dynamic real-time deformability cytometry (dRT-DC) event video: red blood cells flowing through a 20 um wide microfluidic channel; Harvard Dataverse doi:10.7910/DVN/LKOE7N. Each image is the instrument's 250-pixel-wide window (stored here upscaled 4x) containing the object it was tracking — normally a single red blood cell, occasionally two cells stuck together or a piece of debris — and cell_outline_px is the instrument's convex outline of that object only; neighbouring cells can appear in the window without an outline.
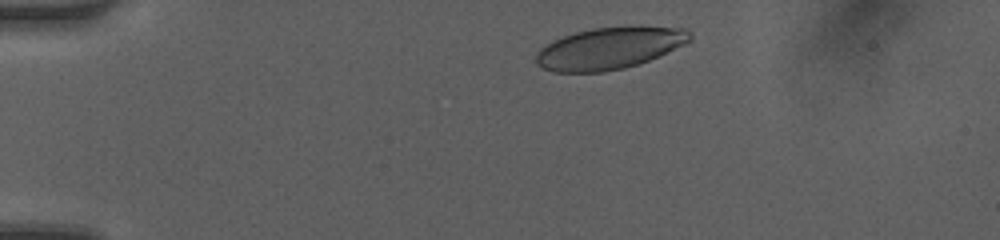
{"species": "human", "species_latin": "Homo sapiens", "temperature_condition": "room temperature", "stored_images_in_passage": 9, "camera_frame_rate_fps": 3000, "um_per_image_px": 0.085, "donor": {"sex": "female"}, "frame": {"image": 1, "passage_image": 2, "time_ms": 0.333, "image_size_px": [1000, 240], "cell_outline_px": [[692, 40], [684, 44], [648, 60], [624, 68], [604, 72], [552, 72], [536, 64], [536, 52], [540, 48], [552, 40], [576, 32], [592, 28], [628, 24], [640, 24], [688, 28], [692, 32]], "centroid_in_image_um": [51.84, 4.05], "position_along_channel_um": 33.2, "area_um2": 38.38}}
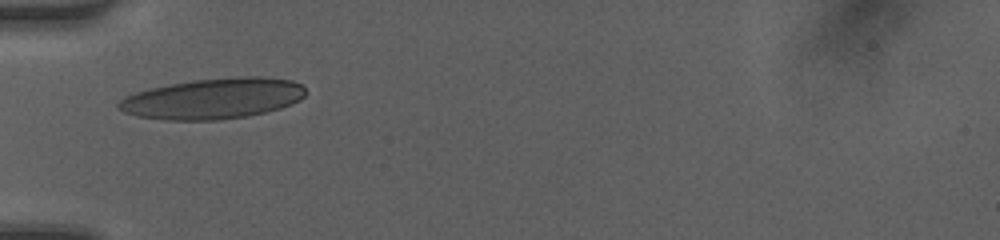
{"frame": {"image": 2, "passage_image": 6, "time_ms": 1.667, "image_size_px": [1000, 240], "cell_outline_px": [[304, 96], [300, 100], [292, 104], [280, 108], [248, 116], [220, 120], [164, 120], [136, 116], [124, 112], [116, 108], [116, 104], [124, 96], [136, 92], [152, 88], [192, 80], [236, 76], [264, 76], [292, 80], [300, 84], [304, 88]], "centroid_in_image_um": [18.1, 8.38], "position_along_channel_um": 66.9, "area_um2": 44.56}}
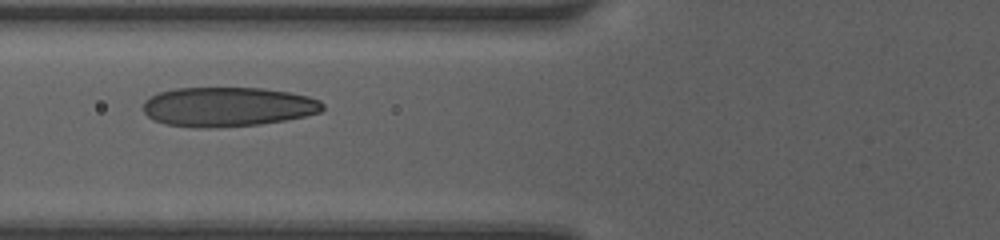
{"frame": {"image": 3, "passage_image": 8, "time_ms": 2.333, "image_size_px": [1000, 240], "cell_outline_px": [[324, 108], [320, 112], [304, 116], [284, 120], [260, 124], [216, 128], [196, 128], [164, 124], [148, 116], [144, 112], [144, 100], [160, 92], [176, 88], [264, 88], [288, 92], [308, 96], [320, 100], [324, 104]], "centroid_in_image_um": [19.36, 9.08], "position_along_channel_um": 106.4, "area_um2": 41.33}}